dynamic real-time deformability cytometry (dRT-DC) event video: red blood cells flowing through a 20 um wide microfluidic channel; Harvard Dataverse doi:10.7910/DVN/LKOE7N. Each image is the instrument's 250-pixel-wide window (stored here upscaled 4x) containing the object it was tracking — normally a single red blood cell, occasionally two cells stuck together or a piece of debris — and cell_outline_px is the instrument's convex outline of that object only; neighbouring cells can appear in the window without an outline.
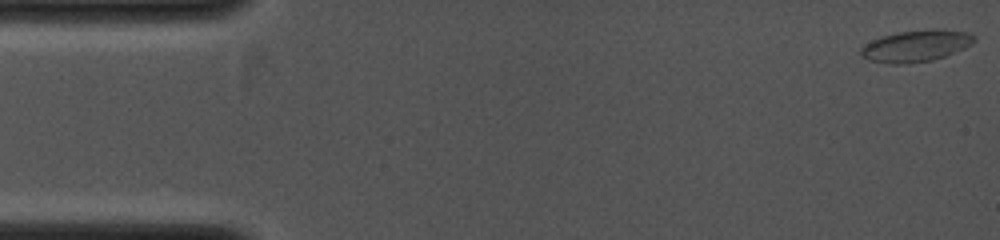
{"species": "common noctule bat (a hibernating species)", "species_latin": "Nyctalus noctula", "temperature_condition": "cold", "stored_images_in_passage": 15, "camera_frame_rate_fps": 4000, "um_per_image_px": 0.085, "animal": {"sex": "female", "body_mass_g": 19.0, "forearm_length_mm": 53.3}, "frame": {"image": 1, "passage_image": 1, "time_ms": 0.0, "image_size_px": [1000, 240], "cell_outline_px": [[976, 40], [972, 44], [964, 48], [944, 56], [932, 60], [908, 64], [888, 64], [868, 60], [860, 56], [860, 48], [864, 44], [880, 36], [900, 32], [932, 28], [936, 28], [964, 32], [976, 36]], "centroid_in_image_um": [77.82, 3.9], "position_along_channel_um": 7.2, "area_um2": 21.1}}
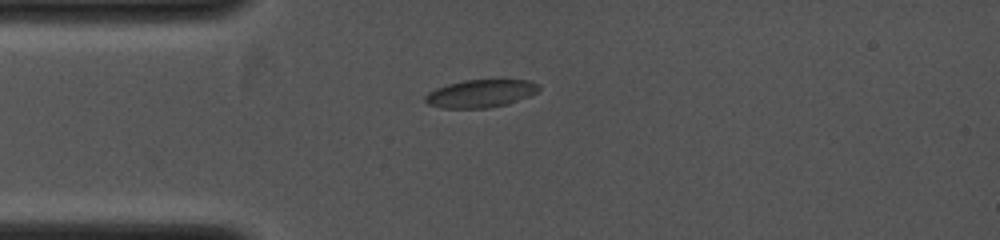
{"frame": {"image": 2, "passage_image": 11, "time_ms": 2.75, "image_size_px": [1000, 240], "cell_outline_px": [[540, 88], [532, 96], [508, 104], [488, 108], [440, 108], [428, 104], [424, 100], [424, 96], [428, 92], [436, 88], [448, 84], [464, 80], [528, 80], [540, 84]], "centroid_in_image_um": [40.87, 7.95], "position_along_channel_um": 44.1, "area_um2": 18.61}}
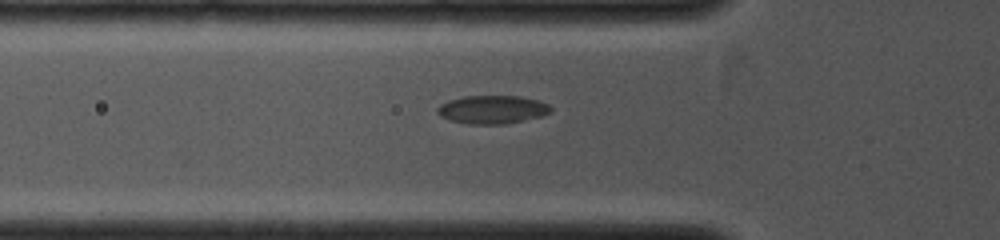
{"frame": {"image": 3, "passage_image": 15, "time_ms": 3.75, "image_size_px": [1000, 240], "cell_outline_px": [[552, 112], [540, 116], [504, 124], [468, 124], [448, 120], [440, 116], [436, 112], [436, 108], [440, 104], [448, 100], [464, 96], [520, 96], [536, 100], [548, 104], [552, 108]], "centroid_in_image_um": [41.8, 9.31], "position_along_channel_um": 84.0, "area_um2": 18.73}}